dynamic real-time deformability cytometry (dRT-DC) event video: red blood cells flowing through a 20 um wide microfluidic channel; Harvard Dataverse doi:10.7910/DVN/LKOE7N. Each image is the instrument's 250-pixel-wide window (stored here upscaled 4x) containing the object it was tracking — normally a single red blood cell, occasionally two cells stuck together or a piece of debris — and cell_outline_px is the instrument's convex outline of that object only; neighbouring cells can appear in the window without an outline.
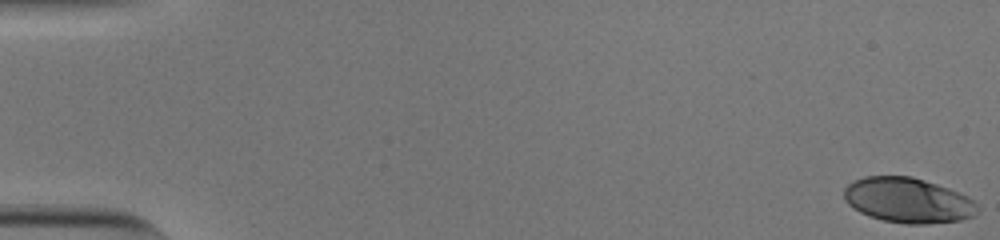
{"species": "human", "species_latin": "Homo sapiens", "temperature_condition": "cold", "stored_images_in_passage": 55, "camera_frame_rate_fps": 3000, "um_per_image_px": 0.085, "donor": {"sex": "male"}, "frame": {"image": 1, "passage_image": 1, "time_ms": 0.0, "image_size_px": [1000, 240], "cell_outline_px": [[980, 208], [972, 216], [960, 220], [924, 224], [904, 224], [884, 220], [868, 216], [852, 208], [844, 200], [844, 188], [852, 180], [864, 176], [912, 176], [960, 192], [968, 196]], "centroid_in_image_um": [77.14, 17.02], "position_along_channel_um": 7.9, "area_um2": 35.2}}
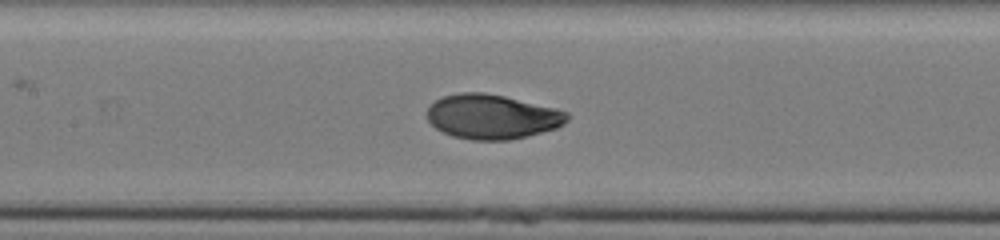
{"frame": {"image": 2, "passage_image": 27, "time_ms": 8.667, "image_size_px": [1000, 240], "cell_outline_px": [[568, 120], [564, 124], [556, 128], [528, 136], [508, 140], [472, 140], [452, 136], [436, 128], [428, 120], [428, 108], [436, 100], [444, 96], [460, 92], [484, 92], [504, 96], [556, 108], [568, 112]], "centroid_in_image_um": [41.85, 9.92], "position_along_channel_um": 165.6, "area_um2": 36.3}}
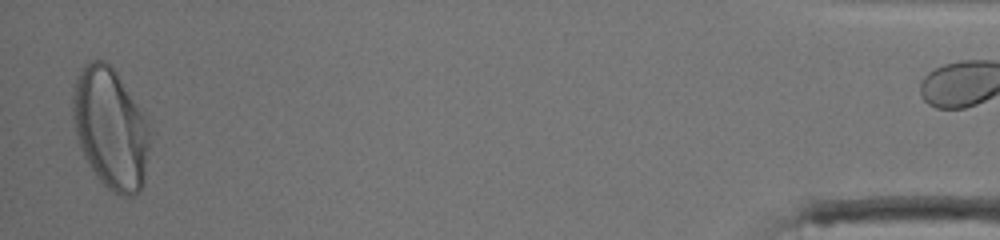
{"frame": {"image": 3, "passage_image": 54, "time_ms": 17.667, "image_size_px": [1000, 240], "cell_outline_px": [[156, 132], [144, 184], [140, 192], [132, 196], [120, 196], [112, 192], [96, 176], [80, 148], [72, 120], [72, 96], [76, 76], [80, 68], [84, 64], [92, 60], [104, 60], [112, 64]], "centroid_in_image_um": [9.48, 10.92], "position_along_channel_um": 425.7, "area_um2": 56.3}}